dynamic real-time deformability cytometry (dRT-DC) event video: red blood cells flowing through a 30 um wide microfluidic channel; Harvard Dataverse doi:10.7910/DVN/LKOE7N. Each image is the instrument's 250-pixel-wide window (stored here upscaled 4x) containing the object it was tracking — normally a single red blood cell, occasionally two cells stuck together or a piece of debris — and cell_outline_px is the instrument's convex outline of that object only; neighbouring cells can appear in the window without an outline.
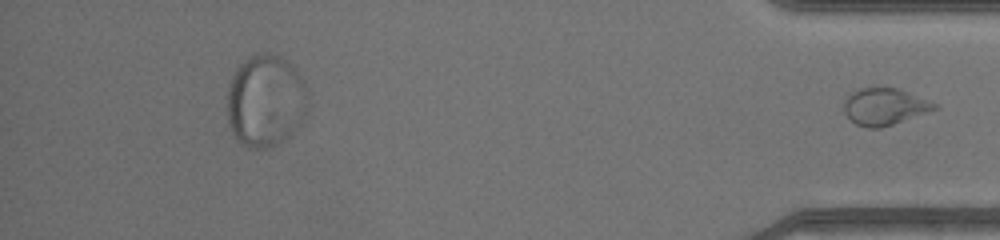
{"species": "common noctule bat (a hibernating species)", "species_latin": "Nyctalus noctula", "temperature_condition": "warm", "stored_images_in_passage": 32, "segment_of_instrument_passage": [2, 2], "camera_frame_rate_fps": 3000, "um_per_image_px": 0.085, "animal": {"sex": "female", "body_mass_g": 17.0, "forearm_length_mm": 48.0}, "frame": {"image": 1, "passage_image": 32, "time_ms": 10.333, "image_size_px": [1000, 240], "cell_outline_px": [[940, 108], [880, 128], [868, 128], [856, 124], [844, 112], [844, 100], [852, 92], [860, 88], [896, 88], [940, 104]], "centroid_in_image_um": [75.21, 9.06], "position_along_channel_um": 360.0, "area_um2": 19.25}}